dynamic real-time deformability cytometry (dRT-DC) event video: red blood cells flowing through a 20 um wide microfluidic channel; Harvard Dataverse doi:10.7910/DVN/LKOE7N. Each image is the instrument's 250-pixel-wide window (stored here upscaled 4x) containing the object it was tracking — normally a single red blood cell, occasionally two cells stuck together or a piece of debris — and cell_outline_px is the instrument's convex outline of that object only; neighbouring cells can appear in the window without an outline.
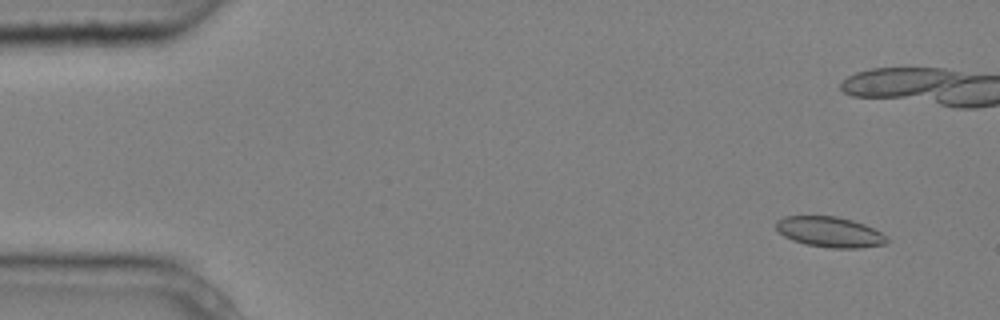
{"species": "common noctule bat (a hibernating species)", "species_latin": "Nyctalus noctula", "temperature_condition": "cold", "stored_images_in_passage": 5, "camera_frame_rate_fps": 3000, "um_per_image_px": 0.085, "animal": {"sex": "male", "body_mass_g": 20.4}, "frame": {"image": 1, "passage_image": 1, "time_ms": 0.0, "image_size_px": [1000, 320], "cell_outline_px": [[888, 244], [860, 248], [832, 248], [804, 244], [792, 240], [784, 236], [776, 228], [776, 220], [784, 216], [836, 216], [852, 220], [864, 224], [880, 232], [888, 240]], "centroid_in_image_um": [70.51, 19.72], "position_along_channel_um": 14.5, "area_um2": 19.65}}